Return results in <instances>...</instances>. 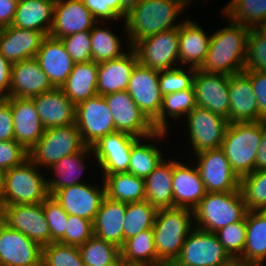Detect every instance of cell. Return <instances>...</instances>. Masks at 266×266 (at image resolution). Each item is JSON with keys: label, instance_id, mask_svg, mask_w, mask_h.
<instances>
[{"label": "cell", "instance_id": "003e7915", "mask_svg": "<svg viewBox=\"0 0 266 266\" xmlns=\"http://www.w3.org/2000/svg\"><path fill=\"white\" fill-rule=\"evenodd\" d=\"M163 266H177L174 262L173 263H168V264H165Z\"/></svg>", "mask_w": 266, "mask_h": 266}, {"label": "cell", "instance_id": "3957f363", "mask_svg": "<svg viewBox=\"0 0 266 266\" xmlns=\"http://www.w3.org/2000/svg\"><path fill=\"white\" fill-rule=\"evenodd\" d=\"M40 170L43 171L28 158L21 165L2 172L0 206L43 202L49 191L47 172Z\"/></svg>", "mask_w": 266, "mask_h": 266}, {"label": "cell", "instance_id": "680465c9", "mask_svg": "<svg viewBox=\"0 0 266 266\" xmlns=\"http://www.w3.org/2000/svg\"><path fill=\"white\" fill-rule=\"evenodd\" d=\"M18 0H0V28L12 24Z\"/></svg>", "mask_w": 266, "mask_h": 266}, {"label": "cell", "instance_id": "8992f818", "mask_svg": "<svg viewBox=\"0 0 266 266\" xmlns=\"http://www.w3.org/2000/svg\"><path fill=\"white\" fill-rule=\"evenodd\" d=\"M247 212L240 189L232 192H206L193 209L194 226L215 233L226 225L243 220Z\"/></svg>", "mask_w": 266, "mask_h": 266}, {"label": "cell", "instance_id": "ee69618b", "mask_svg": "<svg viewBox=\"0 0 266 266\" xmlns=\"http://www.w3.org/2000/svg\"><path fill=\"white\" fill-rule=\"evenodd\" d=\"M240 191L248 210H266V170L241 177Z\"/></svg>", "mask_w": 266, "mask_h": 266}, {"label": "cell", "instance_id": "f1b7e54d", "mask_svg": "<svg viewBox=\"0 0 266 266\" xmlns=\"http://www.w3.org/2000/svg\"><path fill=\"white\" fill-rule=\"evenodd\" d=\"M186 17L179 26V66L199 69L203 64L212 34Z\"/></svg>", "mask_w": 266, "mask_h": 266}, {"label": "cell", "instance_id": "ffe728a7", "mask_svg": "<svg viewBox=\"0 0 266 266\" xmlns=\"http://www.w3.org/2000/svg\"><path fill=\"white\" fill-rule=\"evenodd\" d=\"M97 22L82 0H55L49 36L64 38L77 32L91 30Z\"/></svg>", "mask_w": 266, "mask_h": 266}, {"label": "cell", "instance_id": "74e56055", "mask_svg": "<svg viewBox=\"0 0 266 266\" xmlns=\"http://www.w3.org/2000/svg\"><path fill=\"white\" fill-rule=\"evenodd\" d=\"M120 252L127 264L146 266L164 265L157 257L153 228L141 231L127 239Z\"/></svg>", "mask_w": 266, "mask_h": 266}, {"label": "cell", "instance_id": "a7ac6f4b", "mask_svg": "<svg viewBox=\"0 0 266 266\" xmlns=\"http://www.w3.org/2000/svg\"><path fill=\"white\" fill-rule=\"evenodd\" d=\"M126 266H146V265L127 264Z\"/></svg>", "mask_w": 266, "mask_h": 266}, {"label": "cell", "instance_id": "9f6ffc18", "mask_svg": "<svg viewBox=\"0 0 266 266\" xmlns=\"http://www.w3.org/2000/svg\"><path fill=\"white\" fill-rule=\"evenodd\" d=\"M12 63L0 53V98L9 96L12 74Z\"/></svg>", "mask_w": 266, "mask_h": 266}, {"label": "cell", "instance_id": "60d3db41", "mask_svg": "<svg viewBox=\"0 0 266 266\" xmlns=\"http://www.w3.org/2000/svg\"><path fill=\"white\" fill-rule=\"evenodd\" d=\"M220 11L225 20L255 28L266 21V0H230Z\"/></svg>", "mask_w": 266, "mask_h": 266}, {"label": "cell", "instance_id": "ab89813d", "mask_svg": "<svg viewBox=\"0 0 266 266\" xmlns=\"http://www.w3.org/2000/svg\"><path fill=\"white\" fill-rule=\"evenodd\" d=\"M102 25L104 22H97L90 30L92 60L97 63L119 58L131 48L123 47L121 37Z\"/></svg>", "mask_w": 266, "mask_h": 266}, {"label": "cell", "instance_id": "e0dca14e", "mask_svg": "<svg viewBox=\"0 0 266 266\" xmlns=\"http://www.w3.org/2000/svg\"><path fill=\"white\" fill-rule=\"evenodd\" d=\"M126 91L151 122L159 116L163 101L159 71L138 63L130 76Z\"/></svg>", "mask_w": 266, "mask_h": 266}, {"label": "cell", "instance_id": "cb8c5ba5", "mask_svg": "<svg viewBox=\"0 0 266 266\" xmlns=\"http://www.w3.org/2000/svg\"><path fill=\"white\" fill-rule=\"evenodd\" d=\"M229 123L259 121V108L251 79L244 73L229 77Z\"/></svg>", "mask_w": 266, "mask_h": 266}, {"label": "cell", "instance_id": "44dd1931", "mask_svg": "<svg viewBox=\"0 0 266 266\" xmlns=\"http://www.w3.org/2000/svg\"><path fill=\"white\" fill-rule=\"evenodd\" d=\"M13 116L14 140L27 151L45 132L35 104L31 98L6 97Z\"/></svg>", "mask_w": 266, "mask_h": 266}, {"label": "cell", "instance_id": "ac0fdd59", "mask_svg": "<svg viewBox=\"0 0 266 266\" xmlns=\"http://www.w3.org/2000/svg\"><path fill=\"white\" fill-rule=\"evenodd\" d=\"M0 266H42V247L0 220Z\"/></svg>", "mask_w": 266, "mask_h": 266}, {"label": "cell", "instance_id": "4316f807", "mask_svg": "<svg viewBox=\"0 0 266 266\" xmlns=\"http://www.w3.org/2000/svg\"><path fill=\"white\" fill-rule=\"evenodd\" d=\"M31 99L45 129L75 123L76 105L61 88H53Z\"/></svg>", "mask_w": 266, "mask_h": 266}, {"label": "cell", "instance_id": "83f0119b", "mask_svg": "<svg viewBox=\"0 0 266 266\" xmlns=\"http://www.w3.org/2000/svg\"><path fill=\"white\" fill-rule=\"evenodd\" d=\"M138 63L132 48L119 58L98 63L97 93L104 96L127 90L130 76Z\"/></svg>", "mask_w": 266, "mask_h": 266}, {"label": "cell", "instance_id": "d6986e66", "mask_svg": "<svg viewBox=\"0 0 266 266\" xmlns=\"http://www.w3.org/2000/svg\"><path fill=\"white\" fill-rule=\"evenodd\" d=\"M230 75L204 73L196 69L193 90L196 106L206 108L228 120Z\"/></svg>", "mask_w": 266, "mask_h": 266}, {"label": "cell", "instance_id": "5bb4252c", "mask_svg": "<svg viewBox=\"0 0 266 266\" xmlns=\"http://www.w3.org/2000/svg\"><path fill=\"white\" fill-rule=\"evenodd\" d=\"M103 97L113 115L116 131L125 132L137 138L148 137L157 131L126 90Z\"/></svg>", "mask_w": 266, "mask_h": 266}, {"label": "cell", "instance_id": "94428289", "mask_svg": "<svg viewBox=\"0 0 266 266\" xmlns=\"http://www.w3.org/2000/svg\"><path fill=\"white\" fill-rule=\"evenodd\" d=\"M256 170H266V121H263L260 147L256 153Z\"/></svg>", "mask_w": 266, "mask_h": 266}, {"label": "cell", "instance_id": "9a60e30c", "mask_svg": "<svg viewBox=\"0 0 266 266\" xmlns=\"http://www.w3.org/2000/svg\"><path fill=\"white\" fill-rule=\"evenodd\" d=\"M138 138L125 132H113L93 144L92 151L102 178L113 173L128 172L132 144Z\"/></svg>", "mask_w": 266, "mask_h": 266}, {"label": "cell", "instance_id": "7c38bea8", "mask_svg": "<svg viewBox=\"0 0 266 266\" xmlns=\"http://www.w3.org/2000/svg\"><path fill=\"white\" fill-rule=\"evenodd\" d=\"M75 124L83 143L89 147L107 134L116 132L113 115L105 98L99 94L76 105Z\"/></svg>", "mask_w": 266, "mask_h": 266}, {"label": "cell", "instance_id": "ba28073f", "mask_svg": "<svg viewBox=\"0 0 266 266\" xmlns=\"http://www.w3.org/2000/svg\"><path fill=\"white\" fill-rule=\"evenodd\" d=\"M177 266H236L217 235L194 227L186 237Z\"/></svg>", "mask_w": 266, "mask_h": 266}, {"label": "cell", "instance_id": "2e32d148", "mask_svg": "<svg viewBox=\"0 0 266 266\" xmlns=\"http://www.w3.org/2000/svg\"><path fill=\"white\" fill-rule=\"evenodd\" d=\"M100 181L102 182L101 187L99 183L97 186L96 183L91 184V182L81 183L57 190L52 197L67 214L77 215L93 222L102 200L106 196L103 179Z\"/></svg>", "mask_w": 266, "mask_h": 266}, {"label": "cell", "instance_id": "f907efd6", "mask_svg": "<svg viewBox=\"0 0 266 266\" xmlns=\"http://www.w3.org/2000/svg\"><path fill=\"white\" fill-rule=\"evenodd\" d=\"M92 236V221L68 214L64 238L59 243L79 247Z\"/></svg>", "mask_w": 266, "mask_h": 266}, {"label": "cell", "instance_id": "f5cc1de1", "mask_svg": "<svg viewBox=\"0 0 266 266\" xmlns=\"http://www.w3.org/2000/svg\"><path fill=\"white\" fill-rule=\"evenodd\" d=\"M28 159V151L17 141H0V171L21 165Z\"/></svg>", "mask_w": 266, "mask_h": 266}, {"label": "cell", "instance_id": "e7e4bbea", "mask_svg": "<svg viewBox=\"0 0 266 266\" xmlns=\"http://www.w3.org/2000/svg\"><path fill=\"white\" fill-rule=\"evenodd\" d=\"M120 2L129 10L138 0H120Z\"/></svg>", "mask_w": 266, "mask_h": 266}, {"label": "cell", "instance_id": "277c9868", "mask_svg": "<svg viewBox=\"0 0 266 266\" xmlns=\"http://www.w3.org/2000/svg\"><path fill=\"white\" fill-rule=\"evenodd\" d=\"M194 227L191 209L174 207L157 211L153 225L154 243L157 257L164 265L178 258Z\"/></svg>", "mask_w": 266, "mask_h": 266}, {"label": "cell", "instance_id": "5b68a950", "mask_svg": "<svg viewBox=\"0 0 266 266\" xmlns=\"http://www.w3.org/2000/svg\"><path fill=\"white\" fill-rule=\"evenodd\" d=\"M263 121L229 123L221 149L239 178L256 170Z\"/></svg>", "mask_w": 266, "mask_h": 266}, {"label": "cell", "instance_id": "e575fe53", "mask_svg": "<svg viewBox=\"0 0 266 266\" xmlns=\"http://www.w3.org/2000/svg\"><path fill=\"white\" fill-rule=\"evenodd\" d=\"M173 160L165 157L145 178V200L157 210L173 208Z\"/></svg>", "mask_w": 266, "mask_h": 266}, {"label": "cell", "instance_id": "c3c4849f", "mask_svg": "<svg viewBox=\"0 0 266 266\" xmlns=\"http://www.w3.org/2000/svg\"><path fill=\"white\" fill-rule=\"evenodd\" d=\"M266 73V37L255 28L249 29L244 71Z\"/></svg>", "mask_w": 266, "mask_h": 266}, {"label": "cell", "instance_id": "6f0895ef", "mask_svg": "<svg viewBox=\"0 0 266 266\" xmlns=\"http://www.w3.org/2000/svg\"><path fill=\"white\" fill-rule=\"evenodd\" d=\"M127 13L128 9L120 0H106V23L124 21Z\"/></svg>", "mask_w": 266, "mask_h": 266}, {"label": "cell", "instance_id": "603a6c76", "mask_svg": "<svg viewBox=\"0 0 266 266\" xmlns=\"http://www.w3.org/2000/svg\"><path fill=\"white\" fill-rule=\"evenodd\" d=\"M35 58L54 88H61L75 64L62 40L49 35L42 41Z\"/></svg>", "mask_w": 266, "mask_h": 266}, {"label": "cell", "instance_id": "6125c7cd", "mask_svg": "<svg viewBox=\"0 0 266 266\" xmlns=\"http://www.w3.org/2000/svg\"><path fill=\"white\" fill-rule=\"evenodd\" d=\"M255 29L263 36L266 37V21L259 23Z\"/></svg>", "mask_w": 266, "mask_h": 266}, {"label": "cell", "instance_id": "7402d4cb", "mask_svg": "<svg viewBox=\"0 0 266 266\" xmlns=\"http://www.w3.org/2000/svg\"><path fill=\"white\" fill-rule=\"evenodd\" d=\"M190 166L173 159V208L193 210L206 194L198 168Z\"/></svg>", "mask_w": 266, "mask_h": 266}, {"label": "cell", "instance_id": "9c48e42d", "mask_svg": "<svg viewBox=\"0 0 266 266\" xmlns=\"http://www.w3.org/2000/svg\"><path fill=\"white\" fill-rule=\"evenodd\" d=\"M141 65L163 71L179 66V27L138 40L131 47Z\"/></svg>", "mask_w": 266, "mask_h": 266}, {"label": "cell", "instance_id": "7bdbcfd3", "mask_svg": "<svg viewBox=\"0 0 266 266\" xmlns=\"http://www.w3.org/2000/svg\"><path fill=\"white\" fill-rule=\"evenodd\" d=\"M78 248L85 266H105L121 255L119 247L95 235Z\"/></svg>", "mask_w": 266, "mask_h": 266}, {"label": "cell", "instance_id": "f6af8a7d", "mask_svg": "<svg viewBox=\"0 0 266 266\" xmlns=\"http://www.w3.org/2000/svg\"><path fill=\"white\" fill-rule=\"evenodd\" d=\"M42 266H85L76 246L52 242L42 247Z\"/></svg>", "mask_w": 266, "mask_h": 266}, {"label": "cell", "instance_id": "4fadbf2b", "mask_svg": "<svg viewBox=\"0 0 266 266\" xmlns=\"http://www.w3.org/2000/svg\"><path fill=\"white\" fill-rule=\"evenodd\" d=\"M194 155V163L206 192H232L240 189V178L232 170L221 148L205 150Z\"/></svg>", "mask_w": 266, "mask_h": 266}, {"label": "cell", "instance_id": "6da1fadb", "mask_svg": "<svg viewBox=\"0 0 266 266\" xmlns=\"http://www.w3.org/2000/svg\"><path fill=\"white\" fill-rule=\"evenodd\" d=\"M191 5L188 0H138L122 22L127 47L145 37L179 27L184 22L180 14Z\"/></svg>", "mask_w": 266, "mask_h": 266}, {"label": "cell", "instance_id": "52a82bcc", "mask_svg": "<svg viewBox=\"0 0 266 266\" xmlns=\"http://www.w3.org/2000/svg\"><path fill=\"white\" fill-rule=\"evenodd\" d=\"M85 146L75 123L47 128L28 151V158L46 171L62 158L81 151Z\"/></svg>", "mask_w": 266, "mask_h": 266}, {"label": "cell", "instance_id": "d4e9b609", "mask_svg": "<svg viewBox=\"0 0 266 266\" xmlns=\"http://www.w3.org/2000/svg\"><path fill=\"white\" fill-rule=\"evenodd\" d=\"M46 35L41 31L7 26L0 28V53L12 64L34 58Z\"/></svg>", "mask_w": 266, "mask_h": 266}, {"label": "cell", "instance_id": "bcb514c9", "mask_svg": "<svg viewBox=\"0 0 266 266\" xmlns=\"http://www.w3.org/2000/svg\"><path fill=\"white\" fill-rule=\"evenodd\" d=\"M224 250L236 262L243 254L246 242V217L215 232Z\"/></svg>", "mask_w": 266, "mask_h": 266}, {"label": "cell", "instance_id": "7dc6e473", "mask_svg": "<svg viewBox=\"0 0 266 266\" xmlns=\"http://www.w3.org/2000/svg\"><path fill=\"white\" fill-rule=\"evenodd\" d=\"M196 68L178 66L159 71V87L162 95L193 89Z\"/></svg>", "mask_w": 266, "mask_h": 266}, {"label": "cell", "instance_id": "8fae6325", "mask_svg": "<svg viewBox=\"0 0 266 266\" xmlns=\"http://www.w3.org/2000/svg\"><path fill=\"white\" fill-rule=\"evenodd\" d=\"M0 220L41 247L51 243V233L43 210V202L0 206Z\"/></svg>", "mask_w": 266, "mask_h": 266}, {"label": "cell", "instance_id": "4dcf8cb0", "mask_svg": "<svg viewBox=\"0 0 266 266\" xmlns=\"http://www.w3.org/2000/svg\"><path fill=\"white\" fill-rule=\"evenodd\" d=\"M125 212L126 203L105 196L92 222L93 235L121 249L124 245L122 225Z\"/></svg>", "mask_w": 266, "mask_h": 266}, {"label": "cell", "instance_id": "d590c367", "mask_svg": "<svg viewBox=\"0 0 266 266\" xmlns=\"http://www.w3.org/2000/svg\"><path fill=\"white\" fill-rule=\"evenodd\" d=\"M97 79V62L75 63L61 90L77 105L98 94Z\"/></svg>", "mask_w": 266, "mask_h": 266}, {"label": "cell", "instance_id": "7a4b0ae2", "mask_svg": "<svg viewBox=\"0 0 266 266\" xmlns=\"http://www.w3.org/2000/svg\"><path fill=\"white\" fill-rule=\"evenodd\" d=\"M227 22L213 32L201 72L232 75L244 71L250 28L229 19Z\"/></svg>", "mask_w": 266, "mask_h": 266}, {"label": "cell", "instance_id": "db71d44e", "mask_svg": "<svg viewBox=\"0 0 266 266\" xmlns=\"http://www.w3.org/2000/svg\"><path fill=\"white\" fill-rule=\"evenodd\" d=\"M252 82L254 94L259 108V121H266V73L243 71Z\"/></svg>", "mask_w": 266, "mask_h": 266}, {"label": "cell", "instance_id": "d6a6232c", "mask_svg": "<svg viewBox=\"0 0 266 266\" xmlns=\"http://www.w3.org/2000/svg\"><path fill=\"white\" fill-rule=\"evenodd\" d=\"M55 0H18L11 26L49 35Z\"/></svg>", "mask_w": 266, "mask_h": 266}, {"label": "cell", "instance_id": "03108f58", "mask_svg": "<svg viewBox=\"0 0 266 266\" xmlns=\"http://www.w3.org/2000/svg\"><path fill=\"white\" fill-rule=\"evenodd\" d=\"M1 184H2V172L0 171V192H1Z\"/></svg>", "mask_w": 266, "mask_h": 266}, {"label": "cell", "instance_id": "1f68e13d", "mask_svg": "<svg viewBox=\"0 0 266 266\" xmlns=\"http://www.w3.org/2000/svg\"><path fill=\"white\" fill-rule=\"evenodd\" d=\"M90 156L94 160L92 147L85 146L81 151L62 158L47 169V173H53L52 179L47 176L49 195L52 196L57 190L67 186L90 182L89 180L83 181L80 179L83 176V171L85 172V169H88L85 164Z\"/></svg>", "mask_w": 266, "mask_h": 266}, {"label": "cell", "instance_id": "91938a15", "mask_svg": "<svg viewBox=\"0 0 266 266\" xmlns=\"http://www.w3.org/2000/svg\"><path fill=\"white\" fill-rule=\"evenodd\" d=\"M83 5L98 22L106 23V0H82Z\"/></svg>", "mask_w": 266, "mask_h": 266}, {"label": "cell", "instance_id": "30bf717a", "mask_svg": "<svg viewBox=\"0 0 266 266\" xmlns=\"http://www.w3.org/2000/svg\"><path fill=\"white\" fill-rule=\"evenodd\" d=\"M184 119L193 156L205 150L221 148L229 124L226 118L196 106Z\"/></svg>", "mask_w": 266, "mask_h": 266}, {"label": "cell", "instance_id": "b9f144b4", "mask_svg": "<svg viewBox=\"0 0 266 266\" xmlns=\"http://www.w3.org/2000/svg\"><path fill=\"white\" fill-rule=\"evenodd\" d=\"M157 211L147 200L126 204L122 225L124 242L141 231L153 228Z\"/></svg>", "mask_w": 266, "mask_h": 266}, {"label": "cell", "instance_id": "681fc988", "mask_svg": "<svg viewBox=\"0 0 266 266\" xmlns=\"http://www.w3.org/2000/svg\"><path fill=\"white\" fill-rule=\"evenodd\" d=\"M43 210L51 233V243L60 242L64 238L68 214L51 195L43 201Z\"/></svg>", "mask_w": 266, "mask_h": 266}, {"label": "cell", "instance_id": "11a10c76", "mask_svg": "<svg viewBox=\"0 0 266 266\" xmlns=\"http://www.w3.org/2000/svg\"><path fill=\"white\" fill-rule=\"evenodd\" d=\"M9 140H14L11 105L6 98H0V141Z\"/></svg>", "mask_w": 266, "mask_h": 266}, {"label": "cell", "instance_id": "836d02e7", "mask_svg": "<svg viewBox=\"0 0 266 266\" xmlns=\"http://www.w3.org/2000/svg\"><path fill=\"white\" fill-rule=\"evenodd\" d=\"M166 137H168V132L156 131L148 137L138 138L131 147L127 173L146 178L165 157V153L161 151L162 149L152 141L155 140L157 143V141L163 140ZM143 140L146 141L144 142Z\"/></svg>", "mask_w": 266, "mask_h": 266}, {"label": "cell", "instance_id": "f35d334b", "mask_svg": "<svg viewBox=\"0 0 266 266\" xmlns=\"http://www.w3.org/2000/svg\"><path fill=\"white\" fill-rule=\"evenodd\" d=\"M196 107L193 89H186L163 96L159 116L152 122L157 131H169L168 119H182ZM184 116V117H183Z\"/></svg>", "mask_w": 266, "mask_h": 266}, {"label": "cell", "instance_id": "484cf974", "mask_svg": "<svg viewBox=\"0 0 266 266\" xmlns=\"http://www.w3.org/2000/svg\"><path fill=\"white\" fill-rule=\"evenodd\" d=\"M53 88L35 57L12 65L8 97L31 98Z\"/></svg>", "mask_w": 266, "mask_h": 266}, {"label": "cell", "instance_id": "8d00e7d4", "mask_svg": "<svg viewBox=\"0 0 266 266\" xmlns=\"http://www.w3.org/2000/svg\"><path fill=\"white\" fill-rule=\"evenodd\" d=\"M106 197L122 203L140 202L145 200V178L133 174L113 173L103 178Z\"/></svg>", "mask_w": 266, "mask_h": 266}, {"label": "cell", "instance_id": "816d5d0a", "mask_svg": "<svg viewBox=\"0 0 266 266\" xmlns=\"http://www.w3.org/2000/svg\"><path fill=\"white\" fill-rule=\"evenodd\" d=\"M74 63L92 61L90 30L60 38Z\"/></svg>", "mask_w": 266, "mask_h": 266}, {"label": "cell", "instance_id": "f546056e", "mask_svg": "<svg viewBox=\"0 0 266 266\" xmlns=\"http://www.w3.org/2000/svg\"><path fill=\"white\" fill-rule=\"evenodd\" d=\"M266 264V210H248L246 214V242L236 266Z\"/></svg>", "mask_w": 266, "mask_h": 266}, {"label": "cell", "instance_id": "be15d7a7", "mask_svg": "<svg viewBox=\"0 0 266 266\" xmlns=\"http://www.w3.org/2000/svg\"><path fill=\"white\" fill-rule=\"evenodd\" d=\"M126 265L127 263L124 261V259L120 255L115 261L105 266H126Z\"/></svg>", "mask_w": 266, "mask_h": 266}]
</instances>
